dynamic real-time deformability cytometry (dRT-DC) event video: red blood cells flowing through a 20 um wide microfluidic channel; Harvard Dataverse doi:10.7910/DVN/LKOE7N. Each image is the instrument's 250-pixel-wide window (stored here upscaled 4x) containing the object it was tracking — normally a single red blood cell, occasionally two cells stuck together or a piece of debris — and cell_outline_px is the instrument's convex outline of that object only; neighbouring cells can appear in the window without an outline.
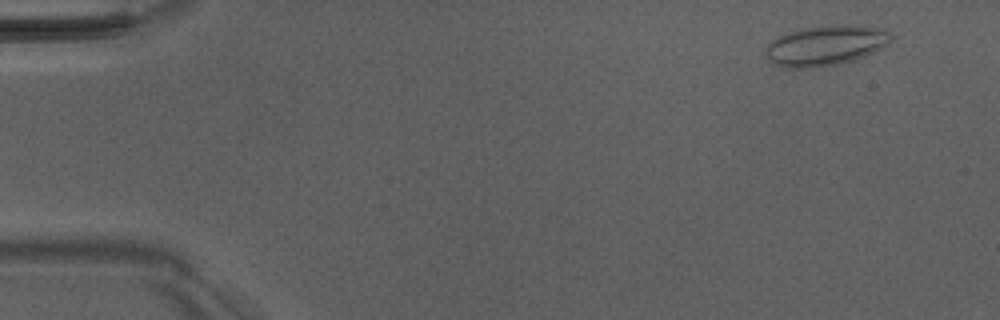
{"species": "Egyptian fruit bat (a non-hibernating species)", "species_latin": "Rousettus aegyptiacus", "temperature_condition": "room temperature", "stored_images_in_passage": 25, "camera_frame_rate_fps": 3000, "um_per_image_px": 0.085, "animal": {"sex": "male"}, "frame": {"image": 1, "passage_image": 4, "time_ms": 1.0, "image_size_px": [1000, 320], "cell_outline_px": [[892, 40], [888, 44], [864, 56], [852, 60], [836, 64], [812, 68], [784, 68], [772, 64], [768, 60], [764, 52], [768, 44], [772, 40], [788, 32], [800, 28], [832, 24], [864, 24], [884, 28], [892, 36]], "centroid_in_image_um": [70.17, 3.84], "position_along_channel_um": 14.8, "area_um2": 29.88}}